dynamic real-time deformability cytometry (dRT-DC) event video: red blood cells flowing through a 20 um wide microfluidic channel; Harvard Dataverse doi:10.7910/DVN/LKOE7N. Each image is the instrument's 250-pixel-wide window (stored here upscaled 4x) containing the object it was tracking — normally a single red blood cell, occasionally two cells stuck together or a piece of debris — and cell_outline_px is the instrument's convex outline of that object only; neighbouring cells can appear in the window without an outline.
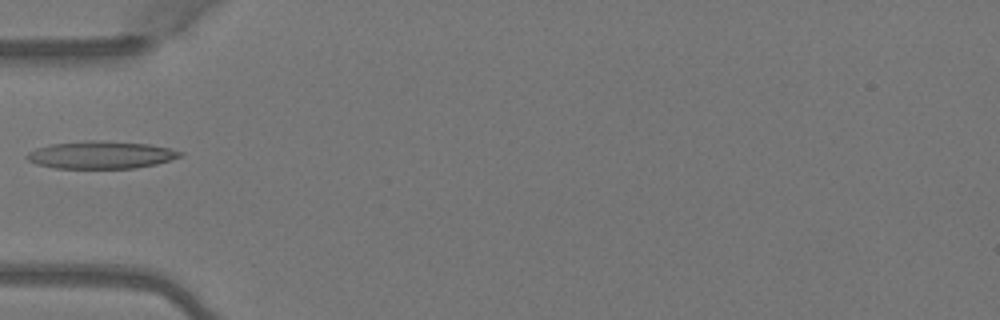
{"species": "Egyptian fruit bat (a non-hibernating species)", "species_latin": "Rousettus aegyptiacus", "temperature_condition": "warm", "stored_images_in_passage": 6, "camera_frame_rate_fps": 3000, "um_per_image_px": 0.085, "animal": {"sex": "female"}, "frame": {"image": 1, "passage_image": 5, "time_ms": 1.333, "image_size_px": [1000, 320], "cell_outline_px": [[184, 152], [180, 156], [172, 160], [156, 164], [136, 168], [52, 168], [36, 164], [28, 160], [24, 156], [28, 152], [36, 148], [52, 144], [84, 140], [92, 140], [148, 144], [168, 148]], "centroid_in_image_um": [8.55, 13.17], "position_along_channel_um": 76.5, "area_um2": 24.57}}
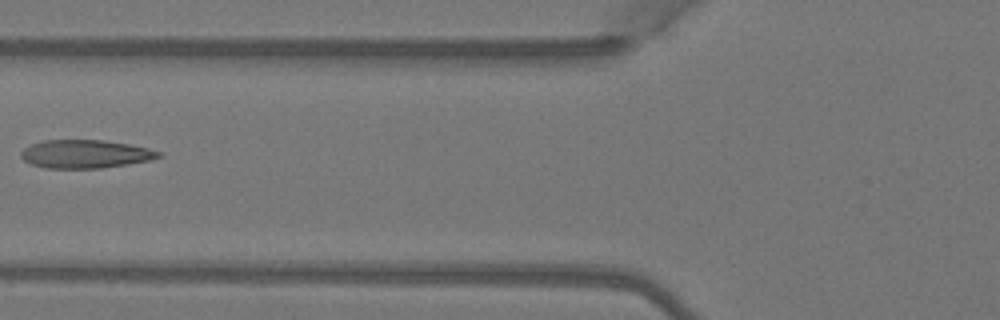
{"frame": {"image": 2, "passage_image": 6, "time_ms": 1.667, "image_size_px": [1000, 320], "cell_outline_px": [[164, 156], [148, 160], [128, 164], [100, 168], [44, 168], [32, 164], [24, 160], [20, 156], [20, 152], [24, 148], [32, 144], [44, 140], [104, 140], [128, 144], [148, 148], [160, 152]], "centroid_in_image_um": [7.24, 13.09], "position_along_channel_um": 118.6, "area_um2": 22.6}}